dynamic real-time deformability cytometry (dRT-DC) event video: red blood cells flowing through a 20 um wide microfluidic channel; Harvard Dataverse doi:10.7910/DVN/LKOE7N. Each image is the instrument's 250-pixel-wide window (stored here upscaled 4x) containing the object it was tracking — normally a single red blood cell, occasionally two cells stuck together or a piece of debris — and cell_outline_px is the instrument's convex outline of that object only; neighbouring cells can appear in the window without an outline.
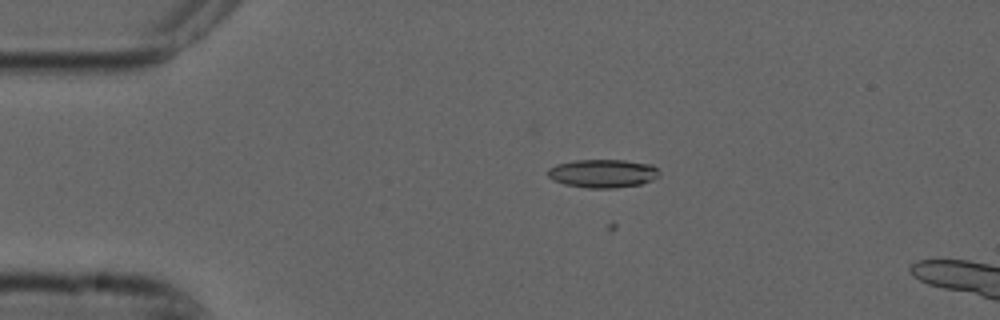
{"species": "common noctule bat (a hibernating species)", "species_latin": "Nyctalus noctula", "temperature_condition": "cold", "stored_images_in_passage": 9, "camera_frame_rate_fps": 3000, "um_per_image_px": 0.085, "animal": {"sex": "male", "forearm_length_mm": 52.5}, "frame": {"image": 1, "passage_image": 4, "time_ms": 1.0, "image_size_px": [1000, 320], "cell_outline_px": [[660, 176], [652, 180], [640, 184], [616, 188], [588, 188], [564, 184], [552, 180], [548, 176], [548, 168], [556, 164], [576, 160], [624, 160], [652, 164], [660, 172]], "centroid_in_image_um": [51.24, 14.74], "position_along_channel_um": 33.8, "area_um2": 18.55}}